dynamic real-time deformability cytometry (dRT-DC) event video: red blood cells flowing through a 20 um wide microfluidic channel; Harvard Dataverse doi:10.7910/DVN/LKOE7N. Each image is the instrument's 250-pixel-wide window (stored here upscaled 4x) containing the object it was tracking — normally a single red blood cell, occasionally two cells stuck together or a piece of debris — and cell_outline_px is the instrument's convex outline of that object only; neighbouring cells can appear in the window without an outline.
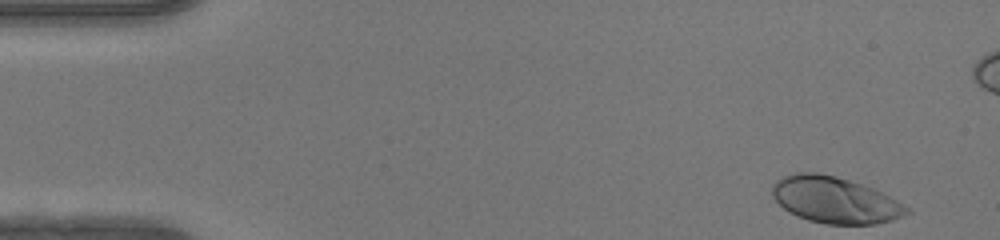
{"species": "human", "species_latin": "Homo sapiens", "temperature_condition": "warm", "stored_images_in_passage": 43, "camera_frame_rate_fps": 3000, "um_per_image_px": 0.085, "donor": {"sex": "female"}, "frame": {"image": 1, "passage_image": 1, "time_ms": 0.0, "image_size_px": [1000, 240], "cell_outline_px": [[912, 212], [904, 216], [892, 220], [876, 224], [828, 224], [808, 220], [796, 216], [788, 212], [772, 196], [772, 184], [776, 180], [784, 176], [800, 172], [816, 172], [836, 176], [872, 188], [896, 200], [908, 208]], "centroid_in_image_um": [70.95, 17.01], "position_along_channel_um": 14.1, "area_um2": 36.13}}
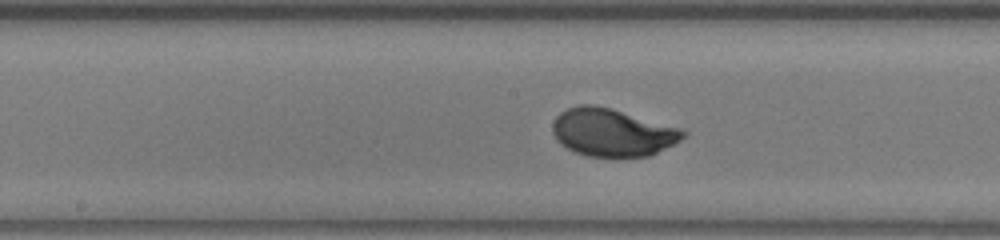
{"frame": {"image": 2, "passage_image": 23, "time_ms": 7.333, "image_size_px": [1000, 240], "cell_outline_px": [[688, 136], [648, 156], [588, 156], [576, 152], [560, 144], [556, 140], [552, 132], [552, 124], [556, 116], [560, 112], [568, 108], [580, 104], [592, 104], [612, 108], [684, 128], [688, 132]], "centroid_in_image_um": [52.06, 11.23], "position_along_channel_um": 196.1, "area_um2": 36.53}}
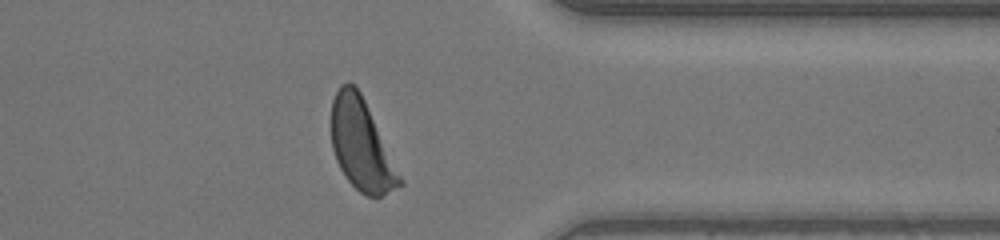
{"frame": {"image": 3, "passage_image": 37, "time_ms": 12.0, "image_size_px": [1000, 240], "cell_outline_px": [[404, 184], [380, 196], [368, 196], [360, 192], [344, 176], [336, 160], [332, 148], [332, 100], [340, 84], [348, 80], [360, 92], [404, 180]], "centroid_in_image_um": [30.72, 12.33], "position_along_channel_um": 380.7, "area_um2": 35.84}}